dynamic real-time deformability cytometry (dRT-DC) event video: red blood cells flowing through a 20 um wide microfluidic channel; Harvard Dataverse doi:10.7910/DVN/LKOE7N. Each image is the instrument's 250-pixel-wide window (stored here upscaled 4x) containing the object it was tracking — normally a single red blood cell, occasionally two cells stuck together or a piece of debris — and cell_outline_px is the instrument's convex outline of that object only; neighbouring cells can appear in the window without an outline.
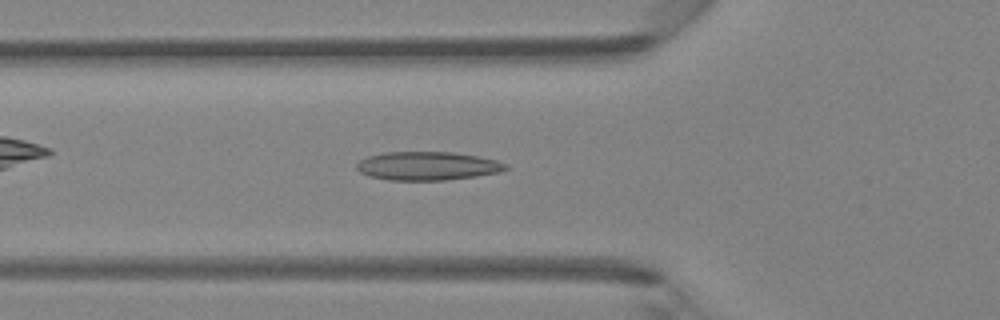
{"species": "Egyptian fruit bat (a non-hibernating species)", "species_latin": "Rousettus aegyptiacus", "temperature_condition": "room temperature", "stored_images_in_passage": 41, "camera_frame_rate_fps": 3000, "um_per_image_px": 0.085, "animal": {"sex": "female"}, "frame": {"image": 1, "passage_image": 11, "time_ms": 3.333, "image_size_px": [1000, 320], "cell_outline_px": [[508, 168], [500, 172], [476, 176], [444, 180], [388, 180], [368, 176], [360, 172], [356, 168], [356, 164], [360, 160], [368, 156], [384, 152], [452, 152], [476, 156], [496, 160], [508, 164]], "centroid_in_image_um": [36.32, 14.1], "position_along_channel_um": 89.5, "area_um2": 24.8}}
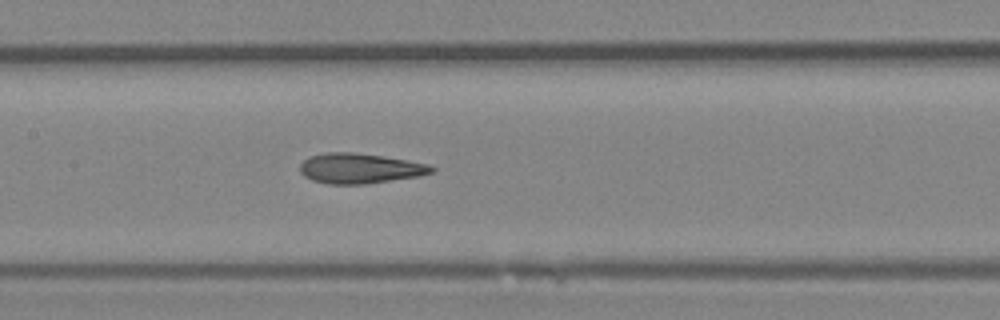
{"frame": {"image": 2, "passage_image": 17, "time_ms": 5.333, "image_size_px": [1000, 320], "cell_outline_px": [[436, 172], [420, 176], [364, 184], [328, 184], [312, 180], [304, 176], [300, 172], [300, 164], [308, 156], [324, 152], [352, 152], [384, 156], [408, 160], [428, 164], [436, 168]], "centroid_in_image_um": [30.6, 14.3], "position_along_channel_um": 176.8, "area_um2": 23.35}}
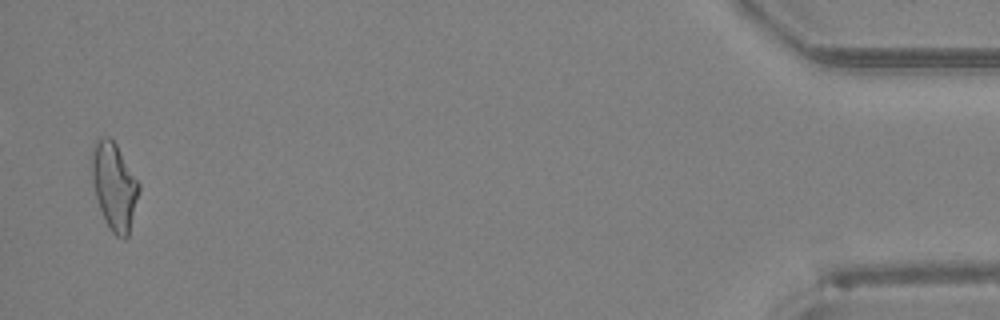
{"frame": {"image": 3, "passage_image": 40, "time_ms": 13.0, "image_size_px": [1000, 320], "cell_outline_px": [[140, 188], [128, 236], [124, 240], [116, 236], [112, 232], [104, 220], [96, 196], [92, 180], [92, 152], [96, 140], [104, 136], [108, 136], [116, 144], [140, 184]], "centroid_in_image_um": [9.71, 15.84], "position_along_channel_um": 425.5, "area_um2": 23.64}, "authors_computed_cell_mechanics": {"area_um2": 23.12, "velocity_mm_per_s": 4.3623, "shape_relaxation_time_tau1_ms": 7.4042, "shape_relaxation_time_tau2_ms": 1.9226, "deformation_change_tau1": 0.1971, "deformation_change_tau2": 0.1194}}